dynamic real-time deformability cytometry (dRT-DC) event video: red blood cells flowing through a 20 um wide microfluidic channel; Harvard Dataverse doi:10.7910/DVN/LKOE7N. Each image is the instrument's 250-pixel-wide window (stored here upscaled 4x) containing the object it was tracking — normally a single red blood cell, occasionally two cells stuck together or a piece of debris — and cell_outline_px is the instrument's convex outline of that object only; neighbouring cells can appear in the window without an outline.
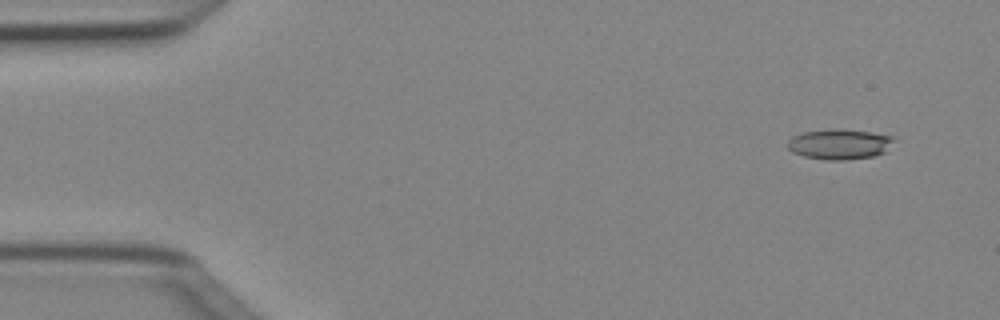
{"species": "Egyptian fruit bat (a non-hibernating species)", "species_latin": "Rousettus aegyptiacus", "temperature_condition": "cold", "stored_images_in_passage": 3, "camera_frame_rate_fps": 3000, "um_per_image_px": 0.085, "animal": {"sex": "female"}, "frame": {"image": 1, "passage_image": 1, "time_ms": 0.0, "image_size_px": [1000, 320], "cell_outline_px": [[896, 140], [884, 152], [876, 156], [844, 160], [828, 160], [804, 156], [792, 152], [788, 148], [788, 140], [792, 136], [804, 132], [836, 128], [840, 128], [896, 136]], "centroid_in_image_um": [71.39, 12.25], "position_along_channel_um": 13.6, "area_um2": 18.9}}